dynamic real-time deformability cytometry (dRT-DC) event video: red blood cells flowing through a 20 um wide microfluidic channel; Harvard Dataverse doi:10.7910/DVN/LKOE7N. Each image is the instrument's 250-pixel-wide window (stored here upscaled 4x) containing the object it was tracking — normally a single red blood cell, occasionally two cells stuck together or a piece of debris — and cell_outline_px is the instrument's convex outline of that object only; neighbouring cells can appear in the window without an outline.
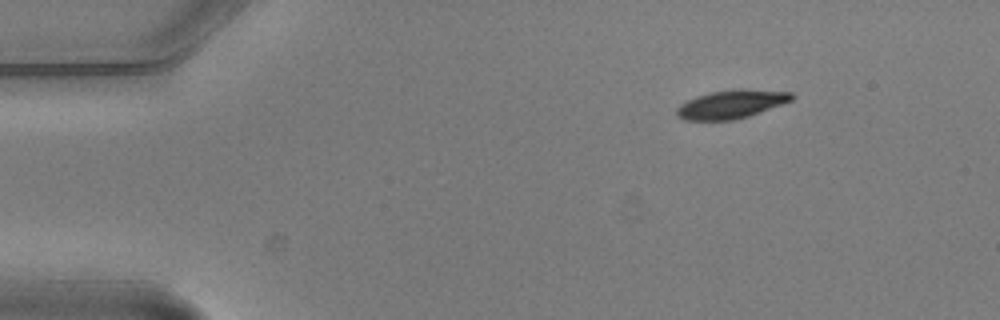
{"species": "common noctule bat (a hibernating species)", "species_latin": "Nyctalus noctula", "temperature_condition": "warm", "stored_images_in_passage": 2, "camera_frame_rate_fps": 3000, "um_per_image_px": 0.085, "animal": {"sex": "male", "body_mass_g": 20.5, "forearm_length_mm": 52.5}, "frame": {"image": 1, "passage_image": 2, "time_ms": 0.333, "image_size_px": [1000, 320], "cell_outline_px": [[796, 96], [792, 100], [748, 116], [732, 120], [684, 120], [676, 116], [676, 108], [680, 104], [696, 96], [712, 92], [740, 88], [792, 92]], "centroid_in_image_um": [62.15, 8.85], "position_along_channel_um": 22.9, "area_um2": 19.02}}